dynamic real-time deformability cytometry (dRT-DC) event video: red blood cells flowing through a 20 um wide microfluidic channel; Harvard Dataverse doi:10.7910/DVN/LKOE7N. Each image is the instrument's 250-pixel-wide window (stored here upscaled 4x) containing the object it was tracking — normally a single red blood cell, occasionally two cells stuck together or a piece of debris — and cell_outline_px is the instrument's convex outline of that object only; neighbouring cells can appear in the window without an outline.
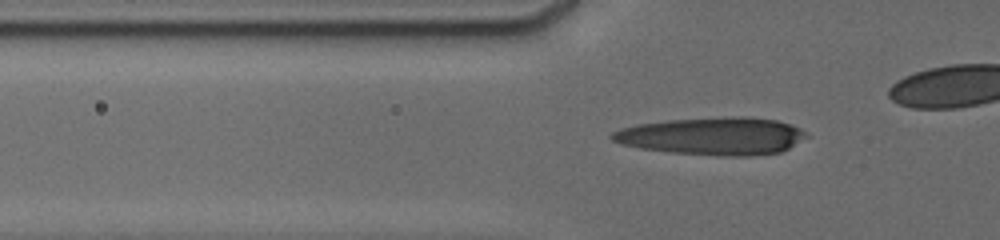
{"species": "human", "species_latin": "Homo sapiens", "temperature_condition": "cold", "stored_images_in_passage": 52, "camera_frame_rate_fps": 3000, "um_per_image_px": 0.085, "donor": {"sex": "male"}, "frame": {"image": 1, "passage_image": 16, "time_ms": 6.333, "image_size_px": [1000, 240], "cell_outline_px": [[808, 136], [788, 148], [780, 152], [748, 156], [724, 156], [672, 152], [640, 148], [620, 144], [612, 140], [608, 136], [612, 132], [620, 128], [636, 124], [668, 120], [732, 116], [752, 116], [776, 120], [800, 128]], "centroid_in_image_um": [60.54, 11.56], "position_along_channel_um": 65.3, "area_um2": 42.6}}
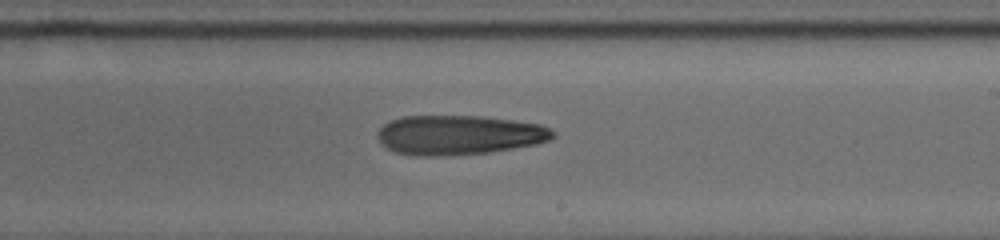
{"frame": {"image": 2, "passage_image": 34, "time_ms": 11.333, "image_size_px": [1000, 240], "cell_outline_px": [[556, 136], [548, 140], [536, 144], [488, 152], [444, 156], [416, 156], [396, 152], [380, 144], [376, 136], [376, 132], [384, 124], [392, 120], [404, 116], [480, 116], [512, 120], [540, 124], [556, 132]], "centroid_in_image_um": [38.98, 11.47], "position_along_channel_um": 250.0, "area_um2": 40.4}}
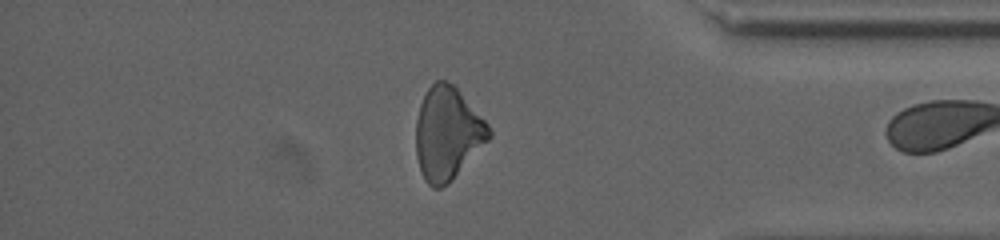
{"frame": {"image": 3, "passage_image": 51, "time_ms": 15.667, "image_size_px": [1000, 240], "cell_outline_px": [[492, 136], [452, 180], [448, 184], [440, 188], [432, 188], [424, 180], [416, 156], [416, 120], [420, 104], [428, 88], [436, 80], [444, 80], [452, 84], [456, 88], [488, 124], [492, 132]], "centroid_in_image_um": [38.02, 11.36], "position_along_channel_um": 397.2, "area_um2": 39.19}}